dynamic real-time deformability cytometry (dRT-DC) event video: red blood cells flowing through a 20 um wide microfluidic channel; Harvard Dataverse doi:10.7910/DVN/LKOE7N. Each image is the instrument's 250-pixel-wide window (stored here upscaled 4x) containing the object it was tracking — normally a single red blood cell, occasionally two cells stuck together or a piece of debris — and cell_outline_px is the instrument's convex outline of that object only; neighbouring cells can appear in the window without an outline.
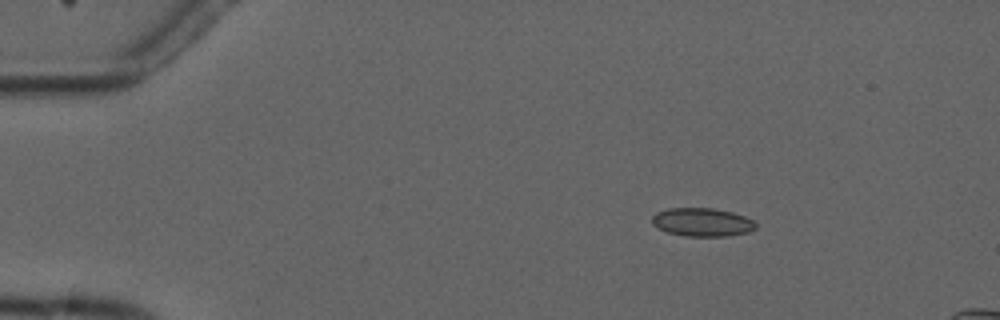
{"species": "common noctule bat (a hibernating species)", "species_latin": "Nyctalus noctula", "temperature_condition": "cold", "stored_images_in_passage": 4, "camera_frame_rate_fps": 3000, "um_per_image_px": 0.085, "animal": {"sex": "male", "forearm_length_mm": 52.5}, "frame": {"image": 1, "passage_image": 2, "time_ms": 1.0, "image_size_px": [1000, 320], "cell_outline_px": [[756, 228], [748, 232], [728, 236], [684, 236], [668, 232], [656, 228], [652, 224], [652, 216], [656, 212], [668, 208], [712, 208], [732, 212], [744, 216], [752, 220], [756, 224]], "centroid_in_image_um": [59.65, 18.88], "position_along_channel_um": 25.3, "area_um2": 17.22}}